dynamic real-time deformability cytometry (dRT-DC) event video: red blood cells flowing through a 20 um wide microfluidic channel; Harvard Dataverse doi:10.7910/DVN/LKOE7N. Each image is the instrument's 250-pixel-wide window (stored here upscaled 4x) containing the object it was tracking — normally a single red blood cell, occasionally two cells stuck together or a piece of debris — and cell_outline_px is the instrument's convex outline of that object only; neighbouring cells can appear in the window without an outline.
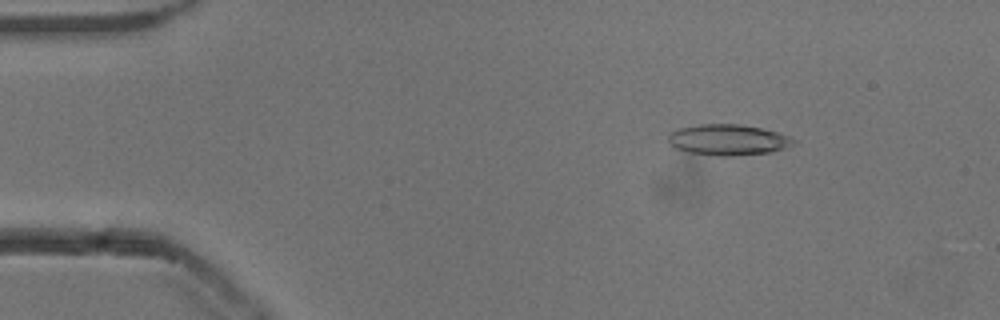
{"species": "common noctule bat (a hibernating species)", "species_latin": "Nyctalus noctula", "temperature_condition": "cold", "stored_images_in_passage": 54, "camera_frame_rate_fps": 3000, "um_per_image_px": 0.085, "animal": {"sex": "male", "body_mass_g": 13.3}, "frame": {"image": 1, "passage_image": 8, "time_ms": 2.333, "image_size_px": [1000, 320], "cell_outline_px": [[796, 140], [792, 144], [784, 148], [772, 152], [736, 156], [716, 156], [688, 152], [676, 148], [668, 144], [668, 132], [676, 128], [700, 124], [740, 124], [760, 128], [776, 132], [788, 136]], "centroid_in_image_um": [61.82, 11.89], "position_along_channel_um": 23.2, "area_um2": 22.72}}
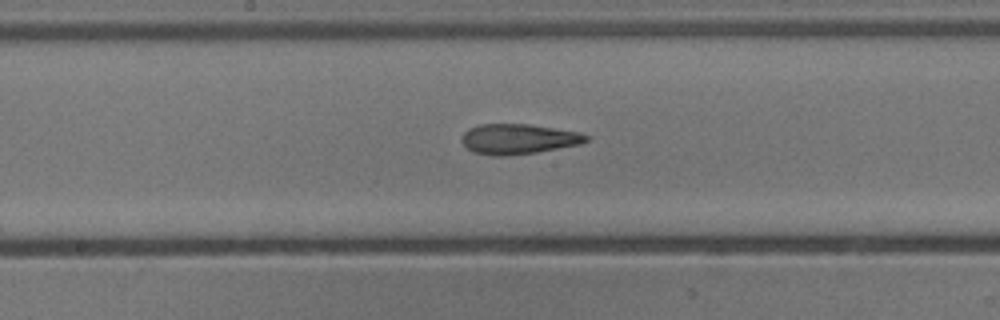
{"frame": {"image": 2, "passage_image": 28, "time_ms": 9.0, "image_size_px": [1000, 320], "cell_outline_px": [[592, 136], [588, 140], [580, 144], [536, 152], [500, 156], [492, 156], [472, 152], [460, 140], [464, 132], [468, 128], [480, 124], [528, 124], [580, 132]], "centroid_in_image_um": [44.06, 11.81], "position_along_channel_um": 204.1, "area_um2": 21.91}}
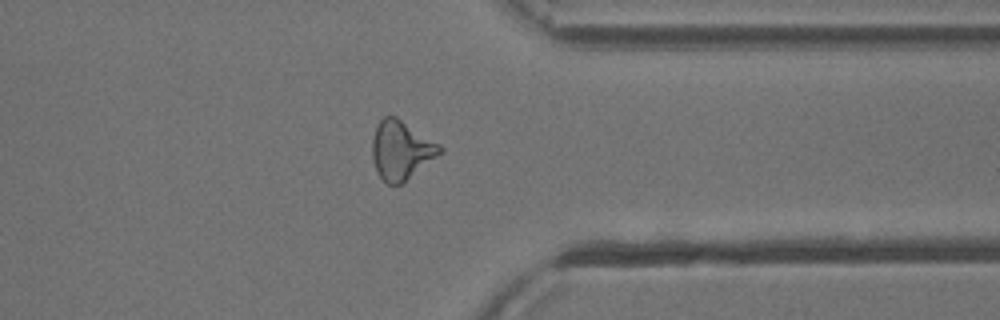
{"frame": {"image": 3, "passage_image": 42, "time_ms": 13.667, "image_size_px": [1000, 320], "cell_outline_px": [[444, 152], [404, 184], [388, 184], [380, 176], [376, 168], [372, 156], [372, 140], [376, 128], [380, 120], [384, 116], [396, 116], [440, 144], [444, 148]], "centroid_in_image_um": [34.15, 12.78], "position_along_channel_um": 377.3, "area_um2": 23.41}, "authors_computed_cell_mechanics": {"area_um2": 22.1663, "velocity_mm_per_s": 3.8477, "shape_relaxation_time_tau1_ms": null, "shape_relaxation_time_tau2_ms": 3.4977, "deformation_change_tau1": null, "deformation_change_tau2": 0.1541}}